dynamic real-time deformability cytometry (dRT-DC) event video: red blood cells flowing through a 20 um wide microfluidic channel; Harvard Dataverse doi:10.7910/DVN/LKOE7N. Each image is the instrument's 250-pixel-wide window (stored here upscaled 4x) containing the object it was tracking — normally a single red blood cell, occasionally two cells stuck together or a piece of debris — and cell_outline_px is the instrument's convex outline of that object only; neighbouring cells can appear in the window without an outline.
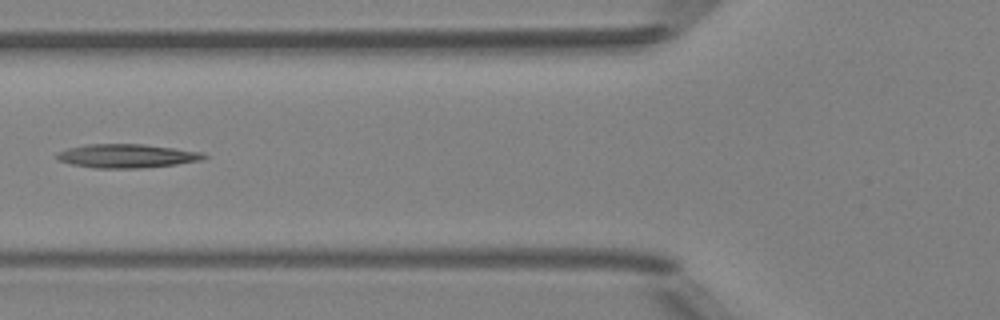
{"species": "Egyptian fruit bat (a non-hibernating species)", "species_latin": "Rousettus aegyptiacus", "temperature_condition": "room temperature", "stored_images_in_passage": 5, "camera_frame_rate_fps": 3000, "um_per_image_px": 0.085, "animal": {"sex": "female"}, "frame": {"image": 1, "passage_image": 4, "time_ms": 3.667, "image_size_px": [1000, 320], "cell_outline_px": [[208, 156], [204, 160], [176, 164], [140, 168], [96, 168], [72, 164], [60, 160], [56, 156], [56, 152], [68, 148], [84, 144], [144, 144], [204, 152]], "centroid_in_image_um": [10.81, 13.25], "position_along_channel_um": 115.0, "area_um2": 20.4}}
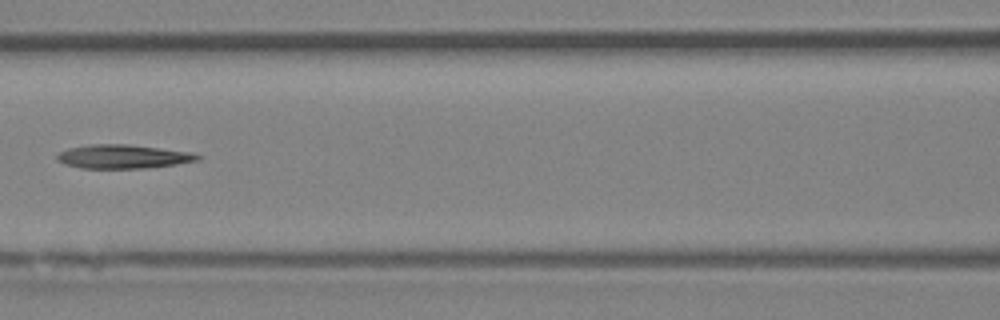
{"frame": {"image": 2, "passage_image": 5, "time_ms": 4.667, "image_size_px": [1000, 320], "cell_outline_px": [[204, 156], [200, 160], [176, 164], [144, 168], [80, 168], [64, 164], [56, 160], [56, 156], [60, 152], [68, 148], [88, 144], [128, 144], [192, 152]], "centroid_in_image_um": [10.47, 13.3], "position_along_channel_um": 156.1, "area_um2": 19.65}}